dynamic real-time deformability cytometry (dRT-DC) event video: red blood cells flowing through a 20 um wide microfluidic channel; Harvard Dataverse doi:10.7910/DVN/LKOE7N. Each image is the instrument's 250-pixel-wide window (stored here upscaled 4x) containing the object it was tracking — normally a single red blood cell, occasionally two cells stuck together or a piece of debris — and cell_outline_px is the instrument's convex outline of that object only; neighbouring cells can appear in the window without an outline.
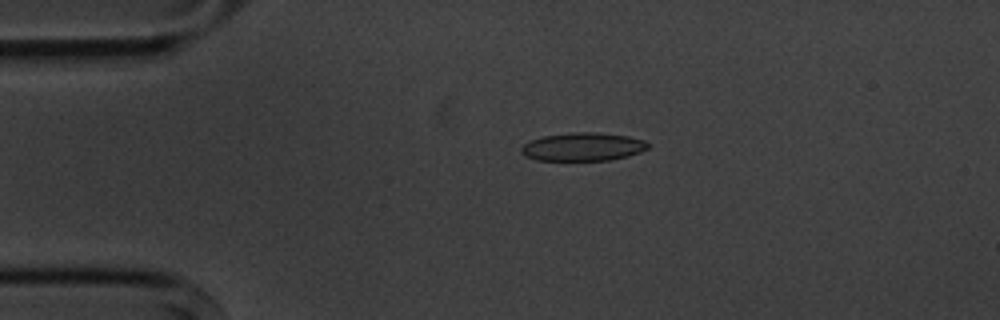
{"species": "common noctule bat (a hibernating species)", "species_latin": "Nyctalus noctula", "temperature_condition": "cold", "stored_images_in_passage": 3, "camera_frame_rate_fps": 3000, "um_per_image_px": 0.085, "animal": {"sex": "male", "body_mass_g": 20.1, "forearm_length_mm": 53.5}, "frame": {"image": 1, "passage_image": 2, "time_ms": 1.333, "image_size_px": [1000, 320], "cell_outline_px": [[652, 144], [648, 148], [640, 152], [628, 156], [608, 160], [536, 160], [524, 156], [520, 152], [520, 148], [528, 140], [544, 136], [572, 132], [596, 132], [628, 136], [644, 140]], "centroid_in_image_um": [49.54, 12.47], "position_along_channel_um": 35.5, "area_um2": 21.04}}